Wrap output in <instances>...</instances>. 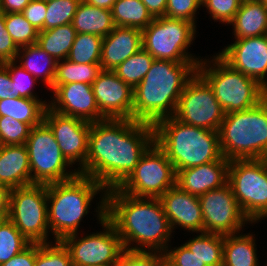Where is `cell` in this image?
Here are the masks:
<instances>
[{"instance_id":"obj_1","label":"cell","mask_w":267,"mask_h":266,"mask_svg":"<svg viewBox=\"0 0 267 266\" xmlns=\"http://www.w3.org/2000/svg\"><path fill=\"white\" fill-rule=\"evenodd\" d=\"M153 143L152 124L133 119L93 122L86 162L82 168L78 167V172L99 182L106 190L117 188Z\"/></svg>"},{"instance_id":"obj_2","label":"cell","mask_w":267,"mask_h":266,"mask_svg":"<svg viewBox=\"0 0 267 266\" xmlns=\"http://www.w3.org/2000/svg\"><path fill=\"white\" fill-rule=\"evenodd\" d=\"M106 218L115 227L125 250L164 253L169 249L167 243L173 231L160 198L134 197L118 187L109 189Z\"/></svg>"},{"instance_id":"obj_3","label":"cell","mask_w":267,"mask_h":266,"mask_svg":"<svg viewBox=\"0 0 267 266\" xmlns=\"http://www.w3.org/2000/svg\"><path fill=\"white\" fill-rule=\"evenodd\" d=\"M200 62L157 60L133 89V120L155 125L175 115L179 98Z\"/></svg>"},{"instance_id":"obj_4","label":"cell","mask_w":267,"mask_h":266,"mask_svg":"<svg viewBox=\"0 0 267 266\" xmlns=\"http://www.w3.org/2000/svg\"><path fill=\"white\" fill-rule=\"evenodd\" d=\"M154 142L179 170L217 161L222 157L219 132L184 124L174 116L158 121Z\"/></svg>"},{"instance_id":"obj_5","label":"cell","mask_w":267,"mask_h":266,"mask_svg":"<svg viewBox=\"0 0 267 266\" xmlns=\"http://www.w3.org/2000/svg\"><path fill=\"white\" fill-rule=\"evenodd\" d=\"M99 191L107 192L99 182L81 174L47 185L48 224L54 241L78 233L80 222L89 212L90 203Z\"/></svg>"},{"instance_id":"obj_6","label":"cell","mask_w":267,"mask_h":266,"mask_svg":"<svg viewBox=\"0 0 267 266\" xmlns=\"http://www.w3.org/2000/svg\"><path fill=\"white\" fill-rule=\"evenodd\" d=\"M219 140L230 161L261 159L267 150V96L254 107L225 114Z\"/></svg>"},{"instance_id":"obj_7","label":"cell","mask_w":267,"mask_h":266,"mask_svg":"<svg viewBox=\"0 0 267 266\" xmlns=\"http://www.w3.org/2000/svg\"><path fill=\"white\" fill-rule=\"evenodd\" d=\"M213 57L202 59L197 73L209 84L225 114L254 107L267 96L256 80L232 68L218 54Z\"/></svg>"},{"instance_id":"obj_8","label":"cell","mask_w":267,"mask_h":266,"mask_svg":"<svg viewBox=\"0 0 267 266\" xmlns=\"http://www.w3.org/2000/svg\"><path fill=\"white\" fill-rule=\"evenodd\" d=\"M96 212L103 232L92 233L81 239L78 233L61 240L68 249L73 266H97L118 264L125 251L122 239L113 224L106 218V193H102ZM79 238V239H78Z\"/></svg>"},{"instance_id":"obj_9","label":"cell","mask_w":267,"mask_h":266,"mask_svg":"<svg viewBox=\"0 0 267 266\" xmlns=\"http://www.w3.org/2000/svg\"><path fill=\"white\" fill-rule=\"evenodd\" d=\"M228 183L251 224L267 217L266 162L262 159L231 160Z\"/></svg>"},{"instance_id":"obj_10","label":"cell","mask_w":267,"mask_h":266,"mask_svg":"<svg viewBox=\"0 0 267 266\" xmlns=\"http://www.w3.org/2000/svg\"><path fill=\"white\" fill-rule=\"evenodd\" d=\"M196 25L166 16L155 17L142 30L143 48L154 59L174 62H201L186 50L195 39ZM198 59V60H197Z\"/></svg>"},{"instance_id":"obj_11","label":"cell","mask_w":267,"mask_h":266,"mask_svg":"<svg viewBox=\"0 0 267 266\" xmlns=\"http://www.w3.org/2000/svg\"><path fill=\"white\" fill-rule=\"evenodd\" d=\"M31 171V184H51L76 177L79 172H67L71 164L63 156L50 127L43 121L31 128L25 143ZM33 173V174H32Z\"/></svg>"},{"instance_id":"obj_12","label":"cell","mask_w":267,"mask_h":266,"mask_svg":"<svg viewBox=\"0 0 267 266\" xmlns=\"http://www.w3.org/2000/svg\"><path fill=\"white\" fill-rule=\"evenodd\" d=\"M47 185L13 188L8 219L30 243H48Z\"/></svg>"},{"instance_id":"obj_13","label":"cell","mask_w":267,"mask_h":266,"mask_svg":"<svg viewBox=\"0 0 267 266\" xmlns=\"http://www.w3.org/2000/svg\"><path fill=\"white\" fill-rule=\"evenodd\" d=\"M176 177L173 164L154 142L118 188L134 197L160 198L176 185Z\"/></svg>"},{"instance_id":"obj_14","label":"cell","mask_w":267,"mask_h":266,"mask_svg":"<svg viewBox=\"0 0 267 266\" xmlns=\"http://www.w3.org/2000/svg\"><path fill=\"white\" fill-rule=\"evenodd\" d=\"M224 115L211 87L196 72L181 93L174 117L184 124L219 132Z\"/></svg>"},{"instance_id":"obj_15","label":"cell","mask_w":267,"mask_h":266,"mask_svg":"<svg viewBox=\"0 0 267 266\" xmlns=\"http://www.w3.org/2000/svg\"><path fill=\"white\" fill-rule=\"evenodd\" d=\"M198 199L203 215L204 232L236 234L240 233L246 223H251L242 212L229 183L198 196Z\"/></svg>"},{"instance_id":"obj_16","label":"cell","mask_w":267,"mask_h":266,"mask_svg":"<svg viewBox=\"0 0 267 266\" xmlns=\"http://www.w3.org/2000/svg\"><path fill=\"white\" fill-rule=\"evenodd\" d=\"M44 122L50 127L63 156L71 164L85 165L91 123L85 120L59 114L49 107L44 114ZM75 162V163H74Z\"/></svg>"},{"instance_id":"obj_17","label":"cell","mask_w":267,"mask_h":266,"mask_svg":"<svg viewBox=\"0 0 267 266\" xmlns=\"http://www.w3.org/2000/svg\"><path fill=\"white\" fill-rule=\"evenodd\" d=\"M91 86L105 119H133L134 90L114 71L102 70Z\"/></svg>"},{"instance_id":"obj_18","label":"cell","mask_w":267,"mask_h":266,"mask_svg":"<svg viewBox=\"0 0 267 266\" xmlns=\"http://www.w3.org/2000/svg\"><path fill=\"white\" fill-rule=\"evenodd\" d=\"M218 55L232 68L256 80L267 90V34L238 39Z\"/></svg>"},{"instance_id":"obj_19","label":"cell","mask_w":267,"mask_h":266,"mask_svg":"<svg viewBox=\"0 0 267 266\" xmlns=\"http://www.w3.org/2000/svg\"><path fill=\"white\" fill-rule=\"evenodd\" d=\"M52 93L54 100L48 103L51 110L90 123L105 120L100 114L91 84L73 82L59 85Z\"/></svg>"},{"instance_id":"obj_20","label":"cell","mask_w":267,"mask_h":266,"mask_svg":"<svg viewBox=\"0 0 267 266\" xmlns=\"http://www.w3.org/2000/svg\"><path fill=\"white\" fill-rule=\"evenodd\" d=\"M171 229L180 226L188 231L204 232L203 215L198 196L189 194L178 185L169 188L161 197ZM177 225V226H176Z\"/></svg>"},{"instance_id":"obj_21","label":"cell","mask_w":267,"mask_h":266,"mask_svg":"<svg viewBox=\"0 0 267 266\" xmlns=\"http://www.w3.org/2000/svg\"><path fill=\"white\" fill-rule=\"evenodd\" d=\"M230 160L223 156L207 164L179 170L176 185L189 194L200 196L228 183Z\"/></svg>"},{"instance_id":"obj_22","label":"cell","mask_w":267,"mask_h":266,"mask_svg":"<svg viewBox=\"0 0 267 266\" xmlns=\"http://www.w3.org/2000/svg\"><path fill=\"white\" fill-rule=\"evenodd\" d=\"M143 47L142 30L116 26L103 38L101 69L114 71Z\"/></svg>"},{"instance_id":"obj_23","label":"cell","mask_w":267,"mask_h":266,"mask_svg":"<svg viewBox=\"0 0 267 266\" xmlns=\"http://www.w3.org/2000/svg\"><path fill=\"white\" fill-rule=\"evenodd\" d=\"M31 185L26 145L0 146V186L11 189Z\"/></svg>"},{"instance_id":"obj_24","label":"cell","mask_w":267,"mask_h":266,"mask_svg":"<svg viewBox=\"0 0 267 266\" xmlns=\"http://www.w3.org/2000/svg\"><path fill=\"white\" fill-rule=\"evenodd\" d=\"M231 24L236 40L266 35L267 5L258 0H242Z\"/></svg>"},{"instance_id":"obj_25","label":"cell","mask_w":267,"mask_h":266,"mask_svg":"<svg viewBox=\"0 0 267 266\" xmlns=\"http://www.w3.org/2000/svg\"><path fill=\"white\" fill-rule=\"evenodd\" d=\"M72 26L77 33L95 34L102 38L116 27L111 10L95 7L83 0L77 7Z\"/></svg>"},{"instance_id":"obj_26","label":"cell","mask_w":267,"mask_h":266,"mask_svg":"<svg viewBox=\"0 0 267 266\" xmlns=\"http://www.w3.org/2000/svg\"><path fill=\"white\" fill-rule=\"evenodd\" d=\"M20 54L22 55L20 56ZM16 61L20 62V66H22L36 79H43L42 81H44L45 85L49 88L53 85L57 61L44 51L37 43L20 47Z\"/></svg>"},{"instance_id":"obj_27","label":"cell","mask_w":267,"mask_h":266,"mask_svg":"<svg viewBox=\"0 0 267 266\" xmlns=\"http://www.w3.org/2000/svg\"><path fill=\"white\" fill-rule=\"evenodd\" d=\"M254 238L250 233L224 235L222 266H258Z\"/></svg>"},{"instance_id":"obj_28","label":"cell","mask_w":267,"mask_h":266,"mask_svg":"<svg viewBox=\"0 0 267 266\" xmlns=\"http://www.w3.org/2000/svg\"><path fill=\"white\" fill-rule=\"evenodd\" d=\"M49 104L40 99L12 97L0 100V117L10 116L28 124L31 128L44 121L45 110Z\"/></svg>"},{"instance_id":"obj_29","label":"cell","mask_w":267,"mask_h":266,"mask_svg":"<svg viewBox=\"0 0 267 266\" xmlns=\"http://www.w3.org/2000/svg\"><path fill=\"white\" fill-rule=\"evenodd\" d=\"M77 32L72 23L39 31L37 44L56 61L67 59Z\"/></svg>"},{"instance_id":"obj_30","label":"cell","mask_w":267,"mask_h":266,"mask_svg":"<svg viewBox=\"0 0 267 266\" xmlns=\"http://www.w3.org/2000/svg\"><path fill=\"white\" fill-rule=\"evenodd\" d=\"M115 26L145 29L154 17L141 0H117L112 8Z\"/></svg>"},{"instance_id":"obj_31","label":"cell","mask_w":267,"mask_h":266,"mask_svg":"<svg viewBox=\"0 0 267 266\" xmlns=\"http://www.w3.org/2000/svg\"><path fill=\"white\" fill-rule=\"evenodd\" d=\"M199 258L201 265L222 266L224 235L201 232L184 244Z\"/></svg>"},{"instance_id":"obj_32","label":"cell","mask_w":267,"mask_h":266,"mask_svg":"<svg viewBox=\"0 0 267 266\" xmlns=\"http://www.w3.org/2000/svg\"><path fill=\"white\" fill-rule=\"evenodd\" d=\"M61 61H57L53 85L49 88L52 92L59 85L73 82L92 85L97 79L98 74L102 71L100 64H79L68 59Z\"/></svg>"},{"instance_id":"obj_33","label":"cell","mask_w":267,"mask_h":266,"mask_svg":"<svg viewBox=\"0 0 267 266\" xmlns=\"http://www.w3.org/2000/svg\"><path fill=\"white\" fill-rule=\"evenodd\" d=\"M103 38L95 34L77 33L67 59L79 64H100Z\"/></svg>"},{"instance_id":"obj_34","label":"cell","mask_w":267,"mask_h":266,"mask_svg":"<svg viewBox=\"0 0 267 266\" xmlns=\"http://www.w3.org/2000/svg\"><path fill=\"white\" fill-rule=\"evenodd\" d=\"M154 57L143 47L134 55L121 63L114 72L134 89L150 70Z\"/></svg>"},{"instance_id":"obj_35","label":"cell","mask_w":267,"mask_h":266,"mask_svg":"<svg viewBox=\"0 0 267 266\" xmlns=\"http://www.w3.org/2000/svg\"><path fill=\"white\" fill-rule=\"evenodd\" d=\"M4 18L7 32L18 48L37 43L39 31L21 12L4 13Z\"/></svg>"},{"instance_id":"obj_36","label":"cell","mask_w":267,"mask_h":266,"mask_svg":"<svg viewBox=\"0 0 267 266\" xmlns=\"http://www.w3.org/2000/svg\"><path fill=\"white\" fill-rule=\"evenodd\" d=\"M31 243L7 218L0 225V265L23 251Z\"/></svg>"},{"instance_id":"obj_37","label":"cell","mask_w":267,"mask_h":266,"mask_svg":"<svg viewBox=\"0 0 267 266\" xmlns=\"http://www.w3.org/2000/svg\"><path fill=\"white\" fill-rule=\"evenodd\" d=\"M81 0H50L47 1V13L44 20V31L72 23Z\"/></svg>"},{"instance_id":"obj_38","label":"cell","mask_w":267,"mask_h":266,"mask_svg":"<svg viewBox=\"0 0 267 266\" xmlns=\"http://www.w3.org/2000/svg\"><path fill=\"white\" fill-rule=\"evenodd\" d=\"M35 266H73L68 249L61 241L36 243Z\"/></svg>"},{"instance_id":"obj_39","label":"cell","mask_w":267,"mask_h":266,"mask_svg":"<svg viewBox=\"0 0 267 266\" xmlns=\"http://www.w3.org/2000/svg\"><path fill=\"white\" fill-rule=\"evenodd\" d=\"M16 62L15 60L2 63L8 69L12 80L13 97L38 99L37 95L32 92V86L37 82V79L22 66H17Z\"/></svg>"},{"instance_id":"obj_40","label":"cell","mask_w":267,"mask_h":266,"mask_svg":"<svg viewBox=\"0 0 267 266\" xmlns=\"http://www.w3.org/2000/svg\"><path fill=\"white\" fill-rule=\"evenodd\" d=\"M31 127L10 116L0 117L1 145H23L26 143Z\"/></svg>"},{"instance_id":"obj_41","label":"cell","mask_w":267,"mask_h":266,"mask_svg":"<svg viewBox=\"0 0 267 266\" xmlns=\"http://www.w3.org/2000/svg\"><path fill=\"white\" fill-rule=\"evenodd\" d=\"M242 0H202L214 21L230 24L240 8Z\"/></svg>"},{"instance_id":"obj_42","label":"cell","mask_w":267,"mask_h":266,"mask_svg":"<svg viewBox=\"0 0 267 266\" xmlns=\"http://www.w3.org/2000/svg\"><path fill=\"white\" fill-rule=\"evenodd\" d=\"M201 6L202 0H167L165 16L195 25V14Z\"/></svg>"},{"instance_id":"obj_43","label":"cell","mask_w":267,"mask_h":266,"mask_svg":"<svg viewBox=\"0 0 267 266\" xmlns=\"http://www.w3.org/2000/svg\"><path fill=\"white\" fill-rule=\"evenodd\" d=\"M160 252L125 250L117 266H159Z\"/></svg>"},{"instance_id":"obj_44","label":"cell","mask_w":267,"mask_h":266,"mask_svg":"<svg viewBox=\"0 0 267 266\" xmlns=\"http://www.w3.org/2000/svg\"><path fill=\"white\" fill-rule=\"evenodd\" d=\"M18 50L19 48L7 32L4 13L0 12V64L15 61Z\"/></svg>"},{"instance_id":"obj_45","label":"cell","mask_w":267,"mask_h":266,"mask_svg":"<svg viewBox=\"0 0 267 266\" xmlns=\"http://www.w3.org/2000/svg\"><path fill=\"white\" fill-rule=\"evenodd\" d=\"M21 13L38 31H44V20L47 13L46 1L31 0Z\"/></svg>"},{"instance_id":"obj_46","label":"cell","mask_w":267,"mask_h":266,"mask_svg":"<svg viewBox=\"0 0 267 266\" xmlns=\"http://www.w3.org/2000/svg\"><path fill=\"white\" fill-rule=\"evenodd\" d=\"M165 256L176 266H206L201 265L199 258L191 252L184 244L164 252Z\"/></svg>"},{"instance_id":"obj_47","label":"cell","mask_w":267,"mask_h":266,"mask_svg":"<svg viewBox=\"0 0 267 266\" xmlns=\"http://www.w3.org/2000/svg\"><path fill=\"white\" fill-rule=\"evenodd\" d=\"M36 262V243H31L23 251L9 259L0 266H35Z\"/></svg>"},{"instance_id":"obj_48","label":"cell","mask_w":267,"mask_h":266,"mask_svg":"<svg viewBox=\"0 0 267 266\" xmlns=\"http://www.w3.org/2000/svg\"><path fill=\"white\" fill-rule=\"evenodd\" d=\"M12 88V80L8 69L3 64H0V100L12 98Z\"/></svg>"},{"instance_id":"obj_49","label":"cell","mask_w":267,"mask_h":266,"mask_svg":"<svg viewBox=\"0 0 267 266\" xmlns=\"http://www.w3.org/2000/svg\"><path fill=\"white\" fill-rule=\"evenodd\" d=\"M31 0H0V12H22Z\"/></svg>"},{"instance_id":"obj_50","label":"cell","mask_w":267,"mask_h":266,"mask_svg":"<svg viewBox=\"0 0 267 266\" xmlns=\"http://www.w3.org/2000/svg\"><path fill=\"white\" fill-rule=\"evenodd\" d=\"M151 15L155 17L165 16L167 0H141Z\"/></svg>"},{"instance_id":"obj_51","label":"cell","mask_w":267,"mask_h":266,"mask_svg":"<svg viewBox=\"0 0 267 266\" xmlns=\"http://www.w3.org/2000/svg\"><path fill=\"white\" fill-rule=\"evenodd\" d=\"M11 188L0 186V214H9Z\"/></svg>"},{"instance_id":"obj_52","label":"cell","mask_w":267,"mask_h":266,"mask_svg":"<svg viewBox=\"0 0 267 266\" xmlns=\"http://www.w3.org/2000/svg\"><path fill=\"white\" fill-rule=\"evenodd\" d=\"M83 1L90 5H94L95 7L112 10L113 5L117 0H83Z\"/></svg>"},{"instance_id":"obj_53","label":"cell","mask_w":267,"mask_h":266,"mask_svg":"<svg viewBox=\"0 0 267 266\" xmlns=\"http://www.w3.org/2000/svg\"><path fill=\"white\" fill-rule=\"evenodd\" d=\"M159 266H176L171 260H169L164 253L160 252V264Z\"/></svg>"},{"instance_id":"obj_54","label":"cell","mask_w":267,"mask_h":266,"mask_svg":"<svg viewBox=\"0 0 267 266\" xmlns=\"http://www.w3.org/2000/svg\"><path fill=\"white\" fill-rule=\"evenodd\" d=\"M9 214H0V225L8 218Z\"/></svg>"},{"instance_id":"obj_55","label":"cell","mask_w":267,"mask_h":266,"mask_svg":"<svg viewBox=\"0 0 267 266\" xmlns=\"http://www.w3.org/2000/svg\"><path fill=\"white\" fill-rule=\"evenodd\" d=\"M261 159L267 163V150Z\"/></svg>"},{"instance_id":"obj_56","label":"cell","mask_w":267,"mask_h":266,"mask_svg":"<svg viewBox=\"0 0 267 266\" xmlns=\"http://www.w3.org/2000/svg\"><path fill=\"white\" fill-rule=\"evenodd\" d=\"M118 264H101V265H97V266H117Z\"/></svg>"},{"instance_id":"obj_57","label":"cell","mask_w":267,"mask_h":266,"mask_svg":"<svg viewBox=\"0 0 267 266\" xmlns=\"http://www.w3.org/2000/svg\"><path fill=\"white\" fill-rule=\"evenodd\" d=\"M260 2H262L264 5H267V0H258Z\"/></svg>"}]
</instances>
